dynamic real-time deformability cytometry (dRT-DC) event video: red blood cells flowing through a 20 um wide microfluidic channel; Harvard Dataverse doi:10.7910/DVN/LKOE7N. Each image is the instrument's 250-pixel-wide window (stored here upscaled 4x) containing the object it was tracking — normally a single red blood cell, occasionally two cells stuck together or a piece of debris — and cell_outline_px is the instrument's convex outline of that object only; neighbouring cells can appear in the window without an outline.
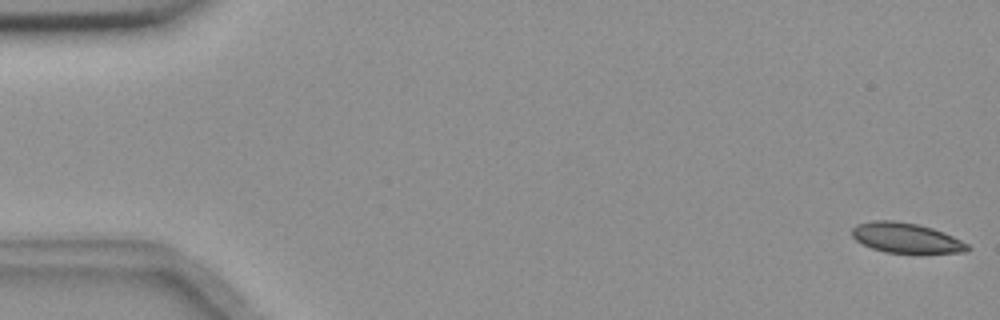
{"species": "common noctule bat (a hibernating species)", "species_latin": "Nyctalus noctula", "temperature_condition": "room temperature", "stored_images_in_passage": 56, "camera_frame_rate_fps": 3000, "um_per_image_px": 0.085, "animal": {"sex": "female", "body_mass_g": 18.4}, "frame": {"image": 1, "passage_image": 1, "time_ms": 0.0, "image_size_px": [1000, 320], "cell_outline_px": [[972, 248], [968, 252], [916, 256], [884, 252], [872, 248], [856, 240], [852, 236], [852, 228], [856, 224], [872, 220], [892, 220], [916, 224], [932, 228], [944, 232], [968, 244]], "centroid_in_image_um": [77.08, 20.28], "position_along_channel_um": 7.9, "area_um2": 21.21}}
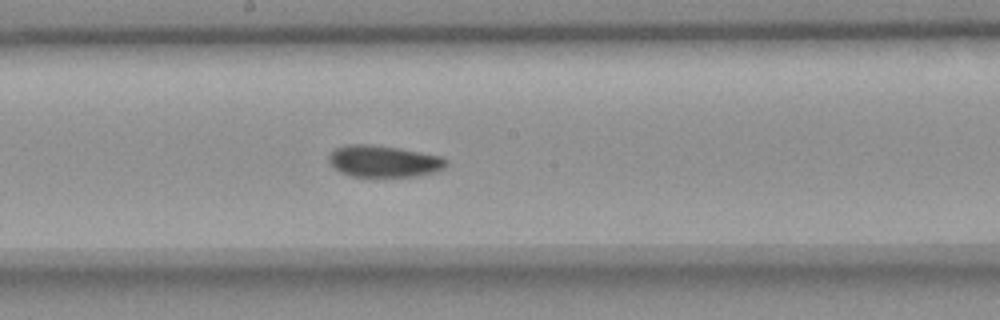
{"frame": {"image": 2, "passage_image": 30, "time_ms": 9.667, "image_size_px": [1000, 320], "cell_outline_px": [[448, 164], [444, 168], [436, 172], [416, 176], [352, 176], [340, 172], [332, 168], [328, 160], [328, 156], [336, 148], [348, 144], [372, 144], [400, 148], [440, 156], [448, 160]], "centroid_in_image_um": [32.61, 13.7], "position_along_channel_um": 215.6, "area_um2": 21.79}}
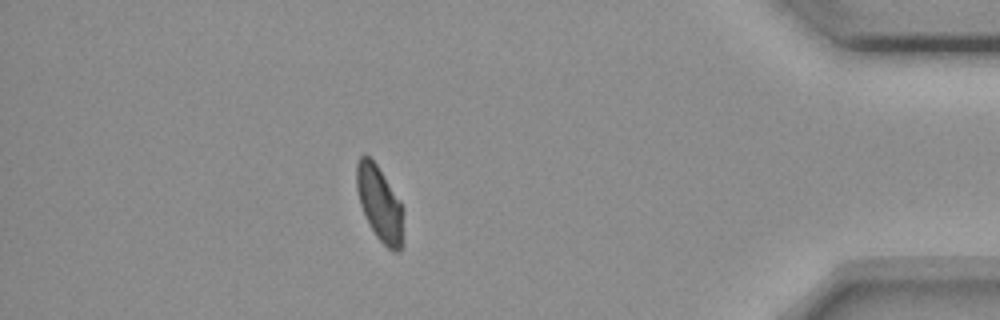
{"frame": {"image": 3, "passage_image": 49, "time_ms": 16.0, "image_size_px": [1000, 320], "cell_outline_px": [[404, 208], [400, 252], [396, 252], [388, 248], [376, 236], [360, 204], [356, 188], [356, 164], [360, 156], [364, 152], [376, 164], [400, 200]], "centroid_in_image_um": [32.27, 17.27], "position_along_channel_um": 402.9, "area_um2": 20.23}, "authors_computed_cell_mechanics": {"area_um2": 21.6172, "velocity_mm_per_s": 3.6571, "shape_relaxation_time_tau1_ms": 8.1132, "shape_relaxation_time_tau2_ms": 4.8666, "deformation_change_tau1": 0.1483, "deformation_change_tau2": 0.0519}}